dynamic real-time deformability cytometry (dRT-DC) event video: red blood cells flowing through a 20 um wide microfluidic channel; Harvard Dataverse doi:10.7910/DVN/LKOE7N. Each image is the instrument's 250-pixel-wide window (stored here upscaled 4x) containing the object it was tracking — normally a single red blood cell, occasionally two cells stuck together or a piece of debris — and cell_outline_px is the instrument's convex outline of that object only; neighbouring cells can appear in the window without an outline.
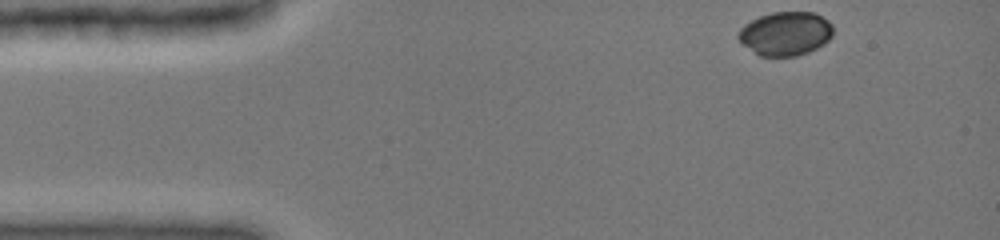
{"species": "common noctule bat (a hibernating species)", "species_latin": "Nyctalus noctula", "temperature_condition": "cold", "stored_images_in_passage": 39, "camera_frame_rate_fps": 3000, "um_per_image_px": 0.085, "animal": {"sex": "female", "body_mass_g": 19.0, "forearm_length_mm": 51.5}, "frame": {"image": 1, "passage_image": 1, "time_ms": 0.0, "image_size_px": [1000, 240], "cell_outline_px": [[832, 36], [824, 44], [808, 52], [796, 56], [760, 56], [744, 44], [736, 36], [740, 28], [744, 24], [760, 16], [772, 12], [816, 12], [828, 20], [832, 24]], "centroid_in_image_um": [66.78, 2.84], "position_along_channel_um": 18.2, "area_um2": 24.16}}
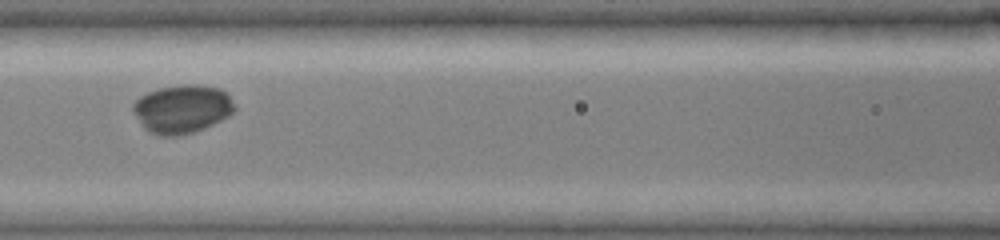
{"frame": {"image": 2, "passage_image": 17, "time_ms": 5.333, "image_size_px": [1000, 240], "cell_outline_px": [[236, 108], [228, 116], [204, 128], [192, 132], [176, 136], [156, 136], [148, 132], [144, 128], [132, 112], [132, 104], [140, 96], [148, 92], [160, 88], [184, 84], [200, 84], [220, 88], [228, 96]], "centroid_in_image_um": [15.43, 9.26], "position_along_channel_um": 151.2, "area_um2": 28.67}}
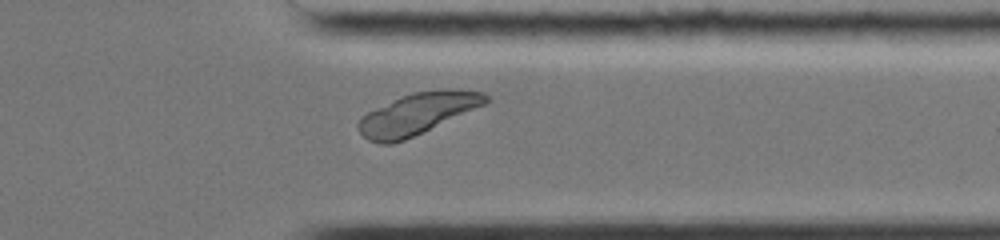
{"frame": {"image": 3, "passage_image": 34, "time_ms": 11.0, "image_size_px": [1000, 240], "cell_outline_px": [[492, 100], [484, 104], [404, 140], [392, 144], [380, 144], [368, 140], [360, 132], [356, 124], [360, 116], [376, 108], [412, 92], [440, 88], [456, 88], [484, 92]], "centroid_in_image_um": [35.48, 9.64], "position_along_channel_um": 375.9, "area_um2": 30.52}, "authors_computed_cell_mechanics": {"area_um2": 28.3798, "velocity_mm_per_s": 3.9468, "shape_relaxation_time_tau1_ms": 1.658, "shape_relaxation_time_tau2_ms": 4.4967, "deformation_change_tau1": 0.1201, "deformation_change_tau2": 0.0636}}